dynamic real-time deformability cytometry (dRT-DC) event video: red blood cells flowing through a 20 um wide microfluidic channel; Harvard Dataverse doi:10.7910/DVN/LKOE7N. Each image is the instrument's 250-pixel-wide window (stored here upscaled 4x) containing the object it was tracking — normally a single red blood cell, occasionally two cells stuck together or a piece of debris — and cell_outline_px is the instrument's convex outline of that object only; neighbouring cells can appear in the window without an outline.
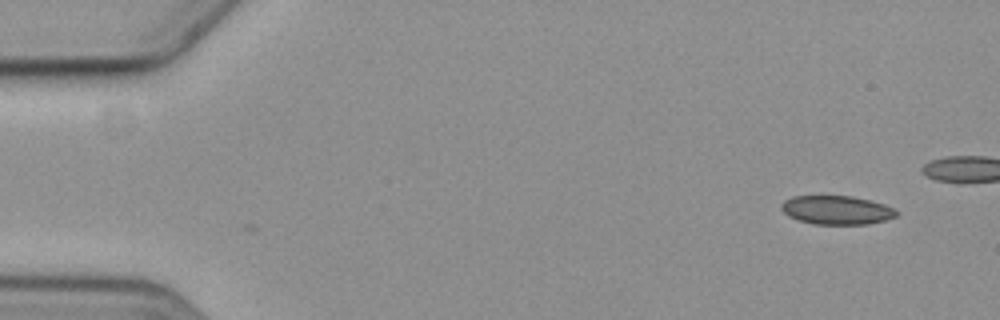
{"species": "common noctule bat (a hibernating species)", "species_latin": "Nyctalus noctula", "temperature_condition": "cold", "stored_images_in_passage": 9, "camera_frame_rate_fps": 3000, "um_per_image_px": 0.085, "animal": {"sex": "female", "body_mass_g": 19.3, "forearm_length_mm": 54.1}, "frame": {"image": 1, "passage_image": 1, "time_ms": 0.0, "image_size_px": [1000, 320], "cell_outline_px": [[896, 216], [884, 220], [868, 224], [816, 224], [796, 220], [788, 216], [780, 208], [780, 204], [784, 200], [792, 196], [852, 196], [884, 204], [892, 208], [896, 212]], "centroid_in_image_um": [71.05, 17.85], "position_along_channel_um": 14.0, "area_um2": 19.19}}
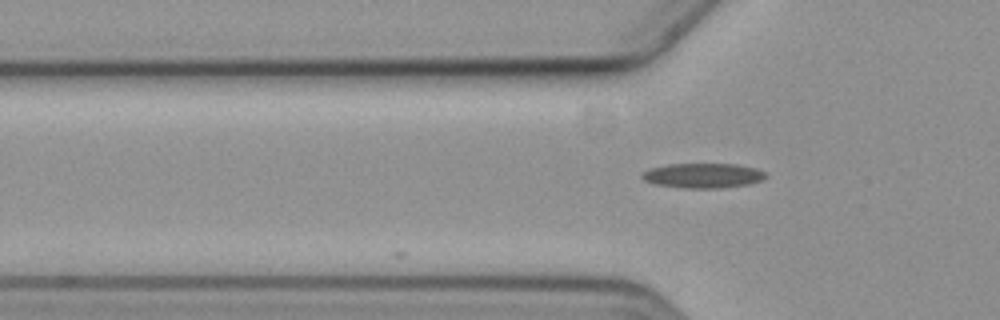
{"frame": {"image": 2, "passage_image": 6, "time_ms": 7.0, "image_size_px": [1000, 320], "cell_outline_px": [[768, 176], [764, 180], [748, 184], [720, 188], [684, 188], [656, 184], [644, 180], [640, 176], [644, 172], [652, 168], [668, 164], [736, 164], [756, 168], [764, 172]], "centroid_in_image_um": [59.8, 14.92], "position_along_channel_um": 66.0, "area_um2": 17.8}}
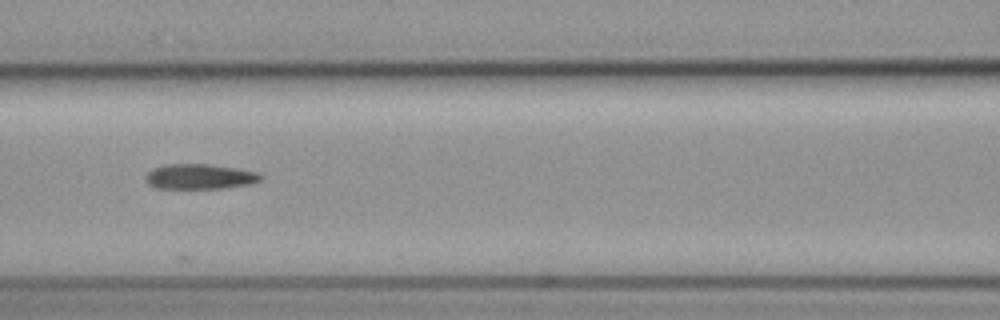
{"frame": {"image": 3, "passage_image": 8, "time_ms": 9.333, "image_size_px": [1000, 320], "cell_outline_px": [[260, 180], [248, 184], [220, 188], [156, 188], [148, 184], [144, 180], [144, 176], [152, 168], [164, 164], [212, 164], [236, 168], [256, 172], [260, 176]], "centroid_in_image_um": [16.88, 15.0], "position_along_channel_um": 149.7, "area_um2": 16.76}}